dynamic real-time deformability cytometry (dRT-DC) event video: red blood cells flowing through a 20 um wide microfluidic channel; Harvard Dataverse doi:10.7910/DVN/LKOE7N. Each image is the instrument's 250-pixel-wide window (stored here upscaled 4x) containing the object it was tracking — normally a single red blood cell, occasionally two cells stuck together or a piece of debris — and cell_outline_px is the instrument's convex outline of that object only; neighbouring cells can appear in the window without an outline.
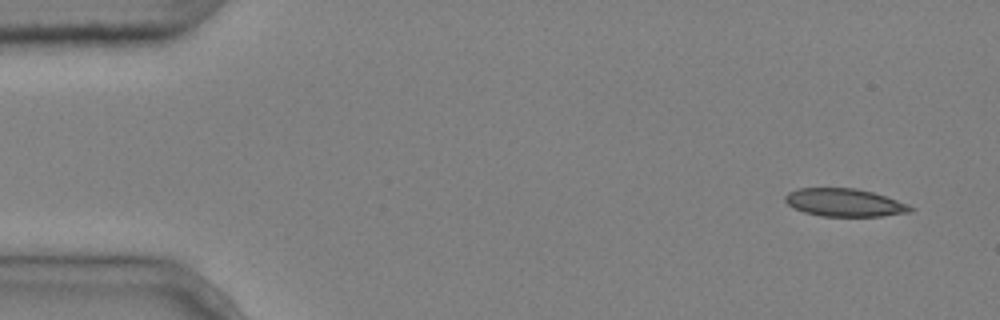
{"species": "common noctule bat (a hibernating species)", "species_latin": "Nyctalus noctula", "temperature_condition": "cold", "stored_images_in_passage": 6, "camera_frame_rate_fps": 3000, "um_per_image_px": 0.085, "animal": {"sex": "male", "body_mass_g": 20.4}, "frame": {"image": 1, "passage_image": 1, "time_ms": 0.0, "image_size_px": [1000, 320], "cell_outline_px": [[916, 208], [912, 212], [880, 216], [820, 216], [804, 212], [792, 208], [784, 200], [784, 196], [788, 192], [796, 188], [856, 188], [872, 192], [908, 204]], "centroid_in_image_um": [71.76, 17.22], "position_along_channel_um": 13.2, "area_um2": 20.46}}
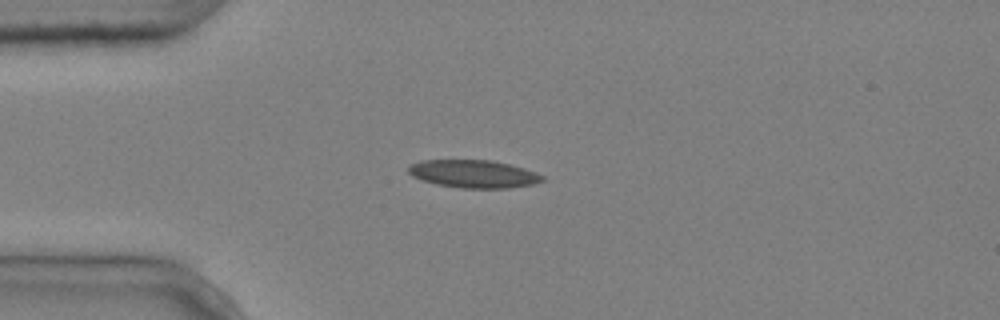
{"frame": {"image": 2, "passage_image": 4, "time_ms": 1.0, "image_size_px": [1000, 320], "cell_outline_px": [[544, 180], [532, 184], [508, 188], [464, 188], [436, 184], [412, 176], [408, 172], [408, 168], [412, 164], [420, 160], [492, 160], [524, 168], [536, 172], [544, 176]], "centroid_in_image_um": [40.26, 14.77], "position_along_channel_um": 44.7, "area_um2": 21.56}}
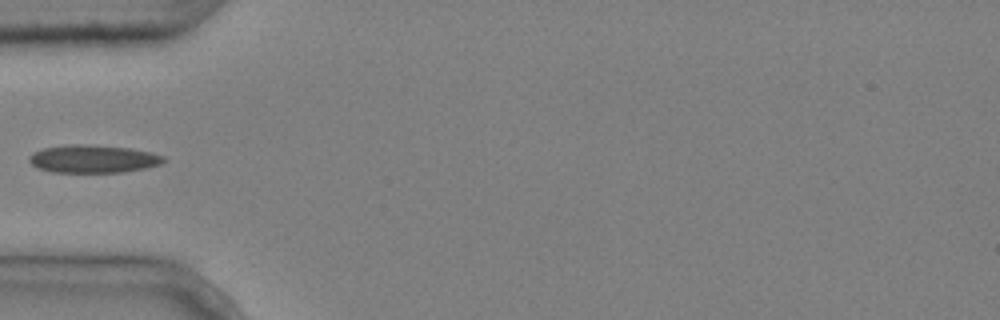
{"frame": {"image": 3, "passage_image": 5, "time_ms": 1.333, "image_size_px": [1000, 320], "cell_outline_px": [[168, 160], [160, 164], [144, 168], [120, 172], [52, 172], [36, 168], [28, 160], [28, 156], [32, 152], [44, 148], [68, 144], [92, 144], [132, 148], [152, 152], [164, 156]], "centroid_in_image_um": [7.91, 13.49], "position_along_channel_um": 77.1, "area_um2": 22.14}}